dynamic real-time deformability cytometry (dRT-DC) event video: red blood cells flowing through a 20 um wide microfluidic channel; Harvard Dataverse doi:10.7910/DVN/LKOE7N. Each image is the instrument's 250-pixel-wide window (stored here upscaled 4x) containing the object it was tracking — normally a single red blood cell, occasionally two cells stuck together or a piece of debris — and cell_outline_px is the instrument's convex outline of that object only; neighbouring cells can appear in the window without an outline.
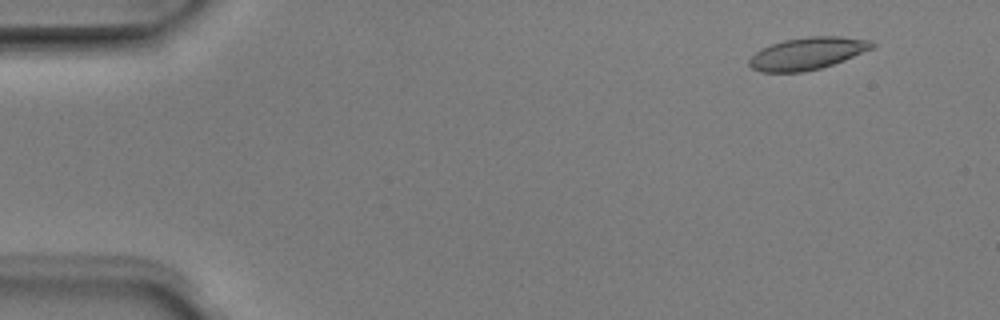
{"species": "Egyptian fruit bat (a non-hibernating species)", "species_latin": "Rousettus aegyptiacus", "temperature_condition": "room temperature", "stored_images_in_passage": 5, "camera_frame_rate_fps": 3000, "um_per_image_px": 0.085, "animal": {"sex": "male"}, "frame": {"image": 1, "passage_image": 2, "time_ms": 0.333, "image_size_px": [1000, 320], "cell_outline_px": [[876, 44], [872, 48], [844, 60], [820, 68], [804, 72], [760, 72], [752, 68], [748, 64], [748, 60], [756, 52], [772, 44], [784, 40], [808, 36], [840, 36], [868, 40]], "centroid_in_image_um": [68.61, 4.55], "position_along_channel_um": 16.4, "area_um2": 22.83}}
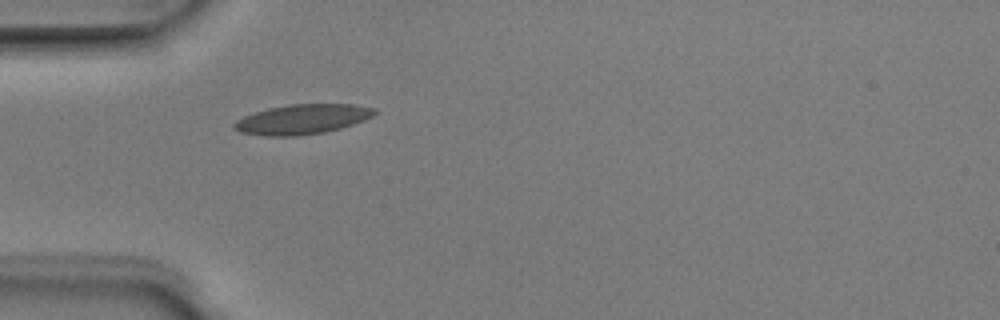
{"frame": {"image": 2, "passage_image": 5, "time_ms": 1.333, "image_size_px": [1000, 320], "cell_outline_px": [[376, 112], [372, 116], [364, 120], [340, 128], [324, 132], [300, 136], [264, 136], [240, 132], [232, 128], [232, 124], [236, 120], [244, 116], [268, 108], [288, 104], [352, 104], [376, 108]], "centroid_in_image_um": [25.66, 10.14], "position_along_channel_um": 59.3, "area_um2": 24.45}}